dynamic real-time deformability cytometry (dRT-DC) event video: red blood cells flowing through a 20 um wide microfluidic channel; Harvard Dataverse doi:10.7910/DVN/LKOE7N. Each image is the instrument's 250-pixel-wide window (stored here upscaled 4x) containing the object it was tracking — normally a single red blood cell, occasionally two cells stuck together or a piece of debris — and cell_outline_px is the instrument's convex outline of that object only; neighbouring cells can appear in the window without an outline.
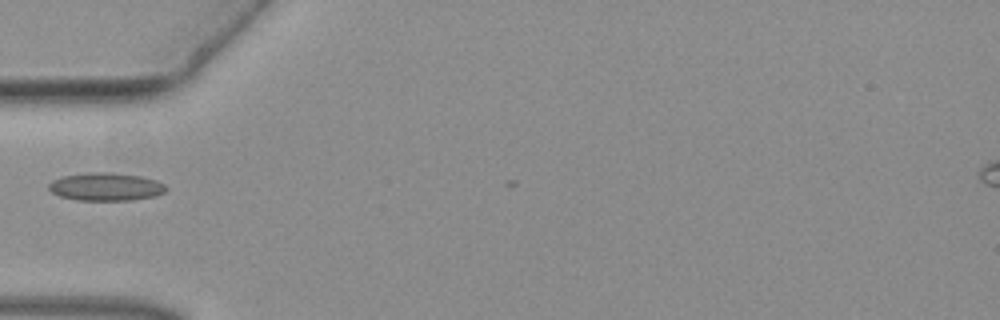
{"species": "common noctule bat (a hibernating species)", "species_latin": "Nyctalus noctula", "temperature_condition": "warm", "stored_images_in_passage": 3, "camera_frame_rate_fps": 3000, "um_per_image_px": 0.085, "animal": {"sex": "female", "body_mass_g": 19.3, "forearm_length_mm": 54.1}, "frame": {"image": 1, "passage_image": 1, "time_ms": 0.0, "image_size_px": [1000, 320], "cell_outline_px": [[168, 188], [164, 192], [156, 196], [132, 200], [76, 200], [60, 196], [52, 192], [48, 188], [48, 184], [52, 180], [60, 176], [88, 172], [108, 172], [140, 176], [156, 180], [164, 184]], "centroid_in_image_um": [8.98, 15.87], "position_along_channel_um": 76.0, "area_um2": 19.25}}